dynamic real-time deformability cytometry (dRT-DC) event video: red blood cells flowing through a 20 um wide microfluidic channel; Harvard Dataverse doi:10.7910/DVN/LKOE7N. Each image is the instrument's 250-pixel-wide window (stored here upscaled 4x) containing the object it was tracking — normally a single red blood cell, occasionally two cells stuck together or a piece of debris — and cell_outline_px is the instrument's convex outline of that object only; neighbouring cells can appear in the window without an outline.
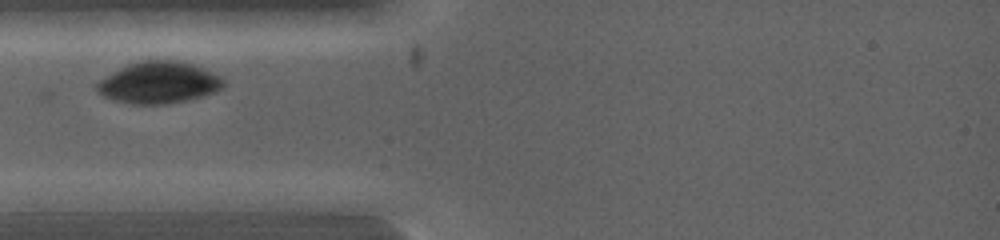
{"species": "common noctule bat (a hibernating species)", "species_latin": "Nyctalus noctula", "temperature_condition": "warm", "stored_images_in_passage": 4, "camera_frame_rate_fps": 5000, "um_per_image_px": 0.085, "animal": {"sex": "female", "body_mass_g": 19.0, "forearm_length_mm": 53.3}, "frame": {"image": 1, "passage_image": 2, "time_ms": 0.6, "image_size_px": [1000, 240], "cell_outline_px": [[224, 84], [220, 88], [212, 92], [200, 96], [184, 100], [164, 104], [132, 104], [116, 100], [104, 96], [96, 88], [96, 84], [100, 80], [120, 68], [128, 64], [144, 60], [168, 60], [192, 64], [220, 76], [224, 80]], "centroid_in_image_um": [13.47, 7.02], "position_along_channel_um": 71.5, "area_um2": 29.94}}